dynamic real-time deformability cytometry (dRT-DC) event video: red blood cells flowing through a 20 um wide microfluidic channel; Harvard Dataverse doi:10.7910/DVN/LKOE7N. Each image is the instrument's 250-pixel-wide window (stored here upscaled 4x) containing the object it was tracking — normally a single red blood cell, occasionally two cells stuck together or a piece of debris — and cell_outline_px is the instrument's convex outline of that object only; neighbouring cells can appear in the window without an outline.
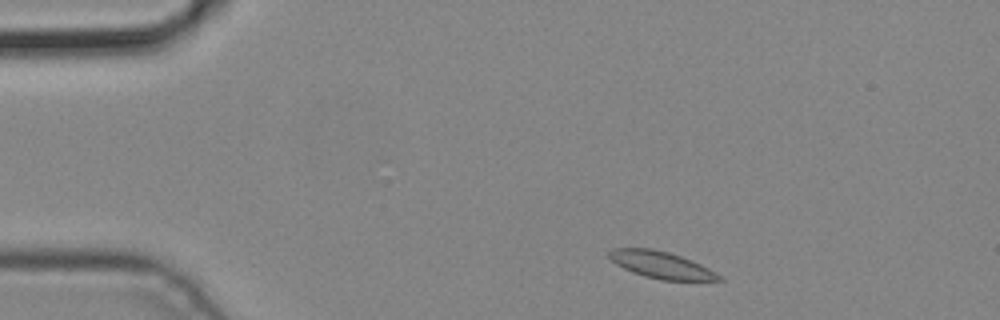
{"species": "common noctule bat (a hibernating species)", "species_latin": "Nyctalus noctula", "temperature_condition": "cold", "stored_images_in_passage": 3, "camera_frame_rate_fps": 3000, "um_per_image_px": 0.085, "animal": {"sex": "male", "body_mass_g": 19.2, "forearm_length_mm": 51.8}, "frame": {"image": 1, "passage_image": 1, "time_ms": 0.0, "image_size_px": [1000, 320], "cell_outline_px": [[724, 280], [660, 280], [644, 276], [632, 272], [616, 264], [608, 256], [608, 252], [612, 248], [652, 248], [668, 252], [692, 260], [708, 268], [720, 276]], "centroid_in_image_um": [56.16, 22.51], "position_along_channel_um": 28.8, "area_um2": 17.05}}